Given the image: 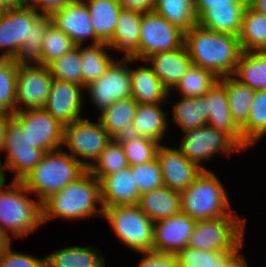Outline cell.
Wrapping results in <instances>:
<instances>
[{"label": "cell", "mask_w": 266, "mask_h": 267, "mask_svg": "<svg viewBox=\"0 0 266 267\" xmlns=\"http://www.w3.org/2000/svg\"><path fill=\"white\" fill-rule=\"evenodd\" d=\"M96 203L101 207H96ZM96 214L103 215L100 183L88 170L42 202V223L55 217L80 220Z\"/></svg>", "instance_id": "2"}, {"label": "cell", "mask_w": 266, "mask_h": 267, "mask_svg": "<svg viewBox=\"0 0 266 267\" xmlns=\"http://www.w3.org/2000/svg\"><path fill=\"white\" fill-rule=\"evenodd\" d=\"M232 76L255 91L266 90V50L243 51Z\"/></svg>", "instance_id": "29"}, {"label": "cell", "mask_w": 266, "mask_h": 267, "mask_svg": "<svg viewBox=\"0 0 266 267\" xmlns=\"http://www.w3.org/2000/svg\"><path fill=\"white\" fill-rule=\"evenodd\" d=\"M134 172L135 184L140 194L164 186L162 172L157 158L150 162L130 166Z\"/></svg>", "instance_id": "46"}, {"label": "cell", "mask_w": 266, "mask_h": 267, "mask_svg": "<svg viewBox=\"0 0 266 267\" xmlns=\"http://www.w3.org/2000/svg\"><path fill=\"white\" fill-rule=\"evenodd\" d=\"M95 162L96 165L92 163L87 170L99 181L129 166L123 146L118 139H112Z\"/></svg>", "instance_id": "40"}, {"label": "cell", "mask_w": 266, "mask_h": 267, "mask_svg": "<svg viewBox=\"0 0 266 267\" xmlns=\"http://www.w3.org/2000/svg\"><path fill=\"white\" fill-rule=\"evenodd\" d=\"M51 23L70 37L73 43L83 45L88 38L91 45L102 43L95 34L90 12L84 0H73L67 6L50 14Z\"/></svg>", "instance_id": "16"}, {"label": "cell", "mask_w": 266, "mask_h": 267, "mask_svg": "<svg viewBox=\"0 0 266 267\" xmlns=\"http://www.w3.org/2000/svg\"><path fill=\"white\" fill-rule=\"evenodd\" d=\"M246 7L206 8L197 16V24L219 33L239 36Z\"/></svg>", "instance_id": "30"}, {"label": "cell", "mask_w": 266, "mask_h": 267, "mask_svg": "<svg viewBox=\"0 0 266 267\" xmlns=\"http://www.w3.org/2000/svg\"><path fill=\"white\" fill-rule=\"evenodd\" d=\"M133 61L132 57L114 59L104 75L84 87L100 112L116 101L131 97L130 71L126 64Z\"/></svg>", "instance_id": "12"}, {"label": "cell", "mask_w": 266, "mask_h": 267, "mask_svg": "<svg viewBox=\"0 0 266 267\" xmlns=\"http://www.w3.org/2000/svg\"><path fill=\"white\" fill-rule=\"evenodd\" d=\"M0 267H45V258L12 252L10 247L0 256Z\"/></svg>", "instance_id": "47"}, {"label": "cell", "mask_w": 266, "mask_h": 267, "mask_svg": "<svg viewBox=\"0 0 266 267\" xmlns=\"http://www.w3.org/2000/svg\"><path fill=\"white\" fill-rule=\"evenodd\" d=\"M247 218L221 216L196 221L187 247L209 251H241Z\"/></svg>", "instance_id": "6"}, {"label": "cell", "mask_w": 266, "mask_h": 267, "mask_svg": "<svg viewBox=\"0 0 266 267\" xmlns=\"http://www.w3.org/2000/svg\"><path fill=\"white\" fill-rule=\"evenodd\" d=\"M131 79V97L138 104L162 103L169 97L170 91L149 66L129 68Z\"/></svg>", "instance_id": "23"}, {"label": "cell", "mask_w": 266, "mask_h": 267, "mask_svg": "<svg viewBox=\"0 0 266 267\" xmlns=\"http://www.w3.org/2000/svg\"><path fill=\"white\" fill-rule=\"evenodd\" d=\"M123 146L129 166H135L152 161L156 158L160 145L157 141L130 134L118 139Z\"/></svg>", "instance_id": "42"}, {"label": "cell", "mask_w": 266, "mask_h": 267, "mask_svg": "<svg viewBox=\"0 0 266 267\" xmlns=\"http://www.w3.org/2000/svg\"><path fill=\"white\" fill-rule=\"evenodd\" d=\"M52 82L53 77L47 66L18 65L15 111L43 108Z\"/></svg>", "instance_id": "13"}, {"label": "cell", "mask_w": 266, "mask_h": 267, "mask_svg": "<svg viewBox=\"0 0 266 267\" xmlns=\"http://www.w3.org/2000/svg\"><path fill=\"white\" fill-rule=\"evenodd\" d=\"M134 182L130 166L103 177L99 181L102 207L137 205L140 192Z\"/></svg>", "instance_id": "21"}, {"label": "cell", "mask_w": 266, "mask_h": 267, "mask_svg": "<svg viewBox=\"0 0 266 267\" xmlns=\"http://www.w3.org/2000/svg\"><path fill=\"white\" fill-rule=\"evenodd\" d=\"M144 61H150L152 70L169 91L192 65L185 45L173 51L154 54Z\"/></svg>", "instance_id": "22"}, {"label": "cell", "mask_w": 266, "mask_h": 267, "mask_svg": "<svg viewBox=\"0 0 266 267\" xmlns=\"http://www.w3.org/2000/svg\"><path fill=\"white\" fill-rule=\"evenodd\" d=\"M195 223L183 212L154 222L152 250L177 254L187 247Z\"/></svg>", "instance_id": "18"}, {"label": "cell", "mask_w": 266, "mask_h": 267, "mask_svg": "<svg viewBox=\"0 0 266 267\" xmlns=\"http://www.w3.org/2000/svg\"><path fill=\"white\" fill-rule=\"evenodd\" d=\"M112 140L110 134L97 123L87 119H79L63 126V144L71 151L70 155L80 162L86 169L96 161L105 147ZM82 158V159H79Z\"/></svg>", "instance_id": "8"}, {"label": "cell", "mask_w": 266, "mask_h": 267, "mask_svg": "<svg viewBox=\"0 0 266 267\" xmlns=\"http://www.w3.org/2000/svg\"><path fill=\"white\" fill-rule=\"evenodd\" d=\"M5 182V176H4V172H3V169H2V163L0 161V185Z\"/></svg>", "instance_id": "57"}, {"label": "cell", "mask_w": 266, "mask_h": 267, "mask_svg": "<svg viewBox=\"0 0 266 267\" xmlns=\"http://www.w3.org/2000/svg\"><path fill=\"white\" fill-rule=\"evenodd\" d=\"M41 13L32 7L4 10L0 13V59H14L25 39L29 38L30 27Z\"/></svg>", "instance_id": "15"}, {"label": "cell", "mask_w": 266, "mask_h": 267, "mask_svg": "<svg viewBox=\"0 0 266 267\" xmlns=\"http://www.w3.org/2000/svg\"><path fill=\"white\" fill-rule=\"evenodd\" d=\"M62 150L46 152L42 160L21 180L41 203L87 171L70 153Z\"/></svg>", "instance_id": "3"}, {"label": "cell", "mask_w": 266, "mask_h": 267, "mask_svg": "<svg viewBox=\"0 0 266 267\" xmlns=\"http://www.w3.org/2000/svg\"><path fill=\"white\" fill-rule=\"evenodd\" d=\"M178 149L189 161L202 170H208L200 165L202 160H208L221 151L228 156L231 151H240L242 148L224 131L207 124L186 133Z\"/></svg>", "instance_id": "11"}, {"label": "cell", "mask_w": 266, "mask_h": 267, "mask_svg": "<svg viewBox=\"0 0 266 267\" xmlns=\"http://www.w3.org/2000/svg\"><path fill=\"white\" fill-rule=\"evenodd\" d=\"M192 64L211 71L216 77L232 76L241 56L238 36L219 33L198 24L185 32Z\"/></svg>", "instance_id": "1"}, {"label": "cell", "mask_w": 266, "mask_h": 267, "mask_svg": "<svg viewBox=\"0 0 266 267\" xmlns=\"http://www.w3.org/2000/svg\"><path fill=\"white\" fill-rule=\"evenodd\" d=\"M53 79L82 85L80 45L47 65Z\"/></svg>", "instance_id": "43"}, {"label": "cell", "mask_w": 266, "mask_h": 267, "mask_svg": "<svg viewBox=\"0 0 266 267\" xmlns=\"http://www.w3.org/2000/svg\"><path fill=\"white\" fill-rule=\"evenodd\" d=\"M12 115L34 147L45 152L62 148L63 125L43 108L15 111Z\"/></svg>", "instance_id": "14"}, {"label": "cell", "mask_w": 266, "mask_h": 267, "mask_svg": "<svg viewBox=\"0 0 266 267\" xmlns=\"http://www.w3.org/2000/svg\"><path fill=\"white\" fill-rule=\"evenodd\" d=\"M208 116L205 95L194 98L182 97L173 105V123L180 126L184 134L207 125Z\"/></svg>", "instance_id": "33"}, {"label": "cell", "mask_w": 266, "mask_h": 267, "mask_svg": "<svg viewBox=\"0 0 266 267\" xmlns=\"http://www.w3.org/2000/svg\"><path fill=\"white\" fill-rule=\"evenodd\" d=\"M241 133L248 146L266 134V90L255 92L247 124L241 129Z\"/></svg>", "instance_id": "41"}, {"label": "cell", "mask_w": 266, "mask_h": 267, "mask_svg": "<svg viewBox=\"0 0 266 267\" xmlns=\"http://www.w3.org/2000/svg\"><path fill=\"white\" fill-rule=\"evenodd\" d=\"M90 12L96 37L108 44L115 32L122 7L118 0H84Z\"/></svg>", "instance_id": "28"}, {"label": "cell", "mask_w": 266, "mask_h": 267, "mask_svg": "<svg viewBox=\"0 0 266 267\" xmlns=\"http://www.w3.org/2000/svg\"><path fill=\"white\" fill-rule=\"evenodd\" d=\"M75 47L76 45L70 37L53 23H50L47 26L42 44L43 65L47 66L50 62L62 57Z\"/></svg>", "instance_id": "45"}, {"label": "cell", "mask_w": 266, "mask_h": 267, "mask_svg": "<svg viewBox=\"0 0 266 267\" xmlns=\"http://www.w3.org/2000/svg\"><path fill=\"white\" fill-rule=\"evenodd\" d=\"M83 89L84 86L77 83L53 79L43 109L63 126L79 120L82 117Z\"/></svg>", "instance_id": "17"}, {"label": "cell", "mask_w": 266, "mask_h": 267, "mask_svg": "<svg viewBox=\"0 0 266 267\" xmlns=\"http://www.w3.org/2000/svg\"><path fill=\"white\" fill-rule=\"evenodd\" d=\"M51 23L49 14H40L30 27V35L22 43L14 60L19 65H43L42 44L47 26Z\"/></svg>", "instance_id": "34"}, {"label": "cell", "mask_w": 266, "mask_h": 267, "mask_svg": "<svg viewBox=\"0 0 266 267\" xmlns=\"http://www.w3.org/2000/svg\"><path fill=\"white\" fill-rule=\"evenodd\" d=\"M185 32L171 24L154 11L141 15L139 51L132 57L135 60L146 58L184 46Z\"/></svg>", "instance_id": "9"}, {"label": "cell", "mask_w": 266, "mask_h": 267, "mask_svg": "<svg viewBox=\"0 0 266 267\" xmlns=\"http://www.w3.org/2000/svg\"><path fill=\"white\" fill-rule=\"evenodd\" d=\"M30 193L21 181L0 185V226L7 234L12 232L11 238H25L43 225L42 203L30 199Z\"/></svg>", "instance_id": "4"}, {"label": "cell", "mask_w": 266, "mask_h": 267, "mask_svg": "<svg viewBox=\"0 0 266 267\" xmlns=\"http://www.w3.org/2000/svg\"><path fill=\"white\" fill-rule=\"evenodd\" d=\"M142 14L124 9L120 11L115 32L107 44L110 49L123 52L124 57H133L139 51Z\"/></svg>", "instance_id": "26"}, {"label": "cell", "mask_w": 266, "mask_h": 267, "mask_svg": "<svg viewBox=\"0 0 266 267\" xmlns=\"http://www.w3.org/2000/svg\"><path fill=\"white\" fill-rule=\"evenodd\" d=\"M205 96L209 113L207 124L224 131L242 150L247 149L249 146L244 142L241 130L232 120L225 85L218 79Z\"/></svg>", "instance_id": "20"}, {"label": "cell", "mask_w": 266, "mask_h": 267, "mask_svg": "<svg viewBox=\"0 0 266 267\" xmlns=\"http://www.w3.org/2000/svg\"><path fill=\"white\" fill-rule=\"evenodd\" d=\"M238 39L242 51L266 50V16L247 6Z\"/></svg>", "instance_id": "35"}, {"label": "cell", "mask_w": 266, "mask_h": 267, "mask_svg": "<svg viewBox=\"0 0 266 267\" xmlns=\"http://www.w3.org/2000/svg\"><path fill=\"white\" fill-rule=\"evenodd\" d=\"M11 117L12 114L6 112L0 113V152L2 151L4 146L6 124Z\"/></svg>", "instance_id": "53"}, {"label": "cell", "mask_w": 266, "mask_h": 267, "mask_svg": "<svg viewBox=\"0 0 266 267\" xmlns=\"http://www.w3.org/2000/svg\"><path fill=\"white\" fill-rule=\"evenodd\" d=\"M73 0H26V6L35 10L40 9L41 14H51L56 10L67 6ZM31 3V4H30Z\"/></svg>", "instance_id": "50"}, {"label": "cell", "mask_w": 266, "mask_h": 267, "mask_svg": "<svg viewBox=\"0 0 266 267\" xmlns=\"http://www.w3.org/2000/svg\"><path fill=\"white\" fill-rule=\"evenodd\" d=\"M91 246L65 247L45 258V267H105L103 255Z\"/></svg>", "instance_id": "31"}, {"label": "cell", "mask_w": 266, "mask_h": 267, "mask_svg": "<svg viewBox=\"0 0 266 267\" xmlns=\"http://www.w3.org/2000/svg\"><path fill=\"white\" fill-rule=\"evenodd\" d=\"M156 158L162 172L164 186L176 191L185 190L195 181L202 169L189 161L179 149L159 145Z\"/></svg>", "instance_id": "19"}, {"label": "cell", "mask_w": 266, "mask_h": 267, "mask_svg": "<svg viewBox=\"0 0 266 267\" xmlns=\"http://www.w3.org/2000/svg\"><path fill=\"white\" fill-rule=\"evenodd\" d=\"M161 104V106H160ZM162 103L138 104L132 124V134L153 139L161 144L168 121Z\"/></svg>", "instance_id": "27"}, {"label": "cell", "mask_w": 266, "mask_h": 267, "mask_svg": "<svg viewBox=\"0 0 266 267\" xmlns=\"http://www.w3.org/2000/svg\"><path fill=\"white\" fill-rule=\"evenodd\" d=\"M108 48L110 49L106 43L90 44L85 48L80 45L82 86L85 87L104 75L107 68L114 61L106 51Z\"/></svg>", "instance_id": "36"}, {"label": "cell", "mask_w": 266, "mask_h": 267, "mask_svg": "<svg viewBox=\"0 0 266 267\" xmlns=\"http://www.w3.org/2000/svg\"><path fill=\"white\" fill-rule=\"evenodd\" d=\"M247 6L266 16V0H247Z\"/></svg>", "instance_id": "54"}, {"label": "cell", "mask_w": 266, "mask_h": 267, "mask_svg": "<svg viewBox=\"0 0 266 267\" xmlns=\"http://www.w3.org/2000/svg\"><path fill=\"white\" fill-rule=\"evenodd\" d=\"M137 206L153 222L169 218L181 212L180 192L162 186L140 194Z\"/></svg>", "instance_id": "24"}, {"label": "cell", "mask_w": 266, "mask_h": 267, "mask_svg": "<svg viewBox=\"0 0 266 267\" xmlns=\"http://www.w3.org/2000/svg\"><path fill=\"white\" fill-rule=\"evenodd\" d=\"M6 151L5 166L2 169L14 171L13 180L21 181L44 157V150L34 147L19 121L12 115L7 121L2 151ZM5 167V168H4Z\"/></svg>", "instance_id": "10"}, {"label": "cell", "mask_w": 266, "mask_h": 267, "mask_svg": "<svg viewBox=\"0 0 266 267\" xmlns=\"http://www.w3.org/2000/svg\"><path fill=\"white\" fill-rule=\"evenodd\" d=\"M181 212L192 219L207 220L232 214L230 201L222 182L209 170H202L195 181L180 192Z\"/></svg>", "instance_id": "5"}, {"label": "cell", "mask_w": 266, "mask_h": 267, "mask_svg": "<svg viewBox=\"0 0 266 267\" xmlns=\"http://www.w3.org/2000/svg\"><path fill=\"white\" fill-rule=\"evenodd\" d=\"M196 15L212 7H247V0H193Z\"/></svg>", "instance_id": "49"}, {"label": "cell", "mask_w": 266, "mask_h": 267, "mask_svg": "<svg viewBox=\"0 0 266 267\" xmlns=\"http://www.w3.org/2000/svg\"><path fill=\"white\" fill-rule=\"evenodd\" d=\"M10 235L0 226V256L11 247Z\"/></svg>", "instance_id": "55"}, {"label": "cell", "mask_w": 266, "mask_h": 267, "mask_svg": "<svg viewBox=\"0 0 266 267\" xmlns=\"http://www.w3.org/2000/svg\"><path fill=\"white\" fill-rule=\"evenodd\" d=\"M18 65L14 59H0V109L9 114L15 112Z\"/></svg>", "instance_id": "44"}, {"label": "cell", "mask_w": 266, "mask_h": 267, "mask_svg": "<svg viewBox=\"0 0 266 267\" xmlns=\"http://www.w3.org/2000/svg\"><path fill=\"white\" fill-rule=\"evenodd\" d=\"M102 216L126 247L138 253L152 250L154 222L137 205L103 208Z\"/></svg>", "instance_id": "7"}, {"label": "cell", "mask_w": 266, "mask_h": 267, "mask_svg": "<svg viewBox=\"0 0 266 267\" xmlns=\"http://www.w3.org/2000/svg\"><path fill=\"white\" fill-rule=\"evenodd\" d=\"M153 11L184 32L197 24L193 0H156Z\"/></svg>", "instance_id": "37"}, {"label": "cell", "mask_w": 266, "mask_h": 267, "mask_svg": "<svg viewBox=\"0 0 266 267\" xmlns=\"http://www.w3.org/2000/svg\"><path fill=\"white\" fill-rule=\"evenodd\" d=\"M122 9L140 13L152 12L156 0H118Z\"/></svg>", "instance_id": "51"}, {"label": "cell", "mask_w": 266, "mask_h": 267, "mask_svg": "<svg viewBox=\"0 0 266 267\" xmlns=\"http://www.w3.org/2000/svg\"><path fill=\"white\" fill-rule=\"evenodd\" d=\"M244 255L237 254L225 267H248Z\"/></svg>", "instance_id": "56"}, {"label": "cell", "mask_w": 266, "mask_h": 267, "mask_svg": "<svg viewBox=\"0 0 266 267\" xmlns=\"http://www.w3.org/2000/svg\"><path fill=\"white\" fill-rule=\"evenodd\" d=\"M138 103L132 97L114 102L101 111L99 122L112 139L132 134V124Z\"/></svg>", "instance_id": "25"}, {"label": "cell", "mask_w": 266, "mask_h": 267, "mask_svg": "<svg viewBox=\"0 0 266 267\" xmlns=\"http://www.w3.org/2000/svg\"><path fill=\"white\" fill-rule=\"evenodd\" d=\"M218 79L211 71L192 64L172 89L181 97L204 96Z\"/></svg>", "instance_id": "39"}, {"label": "cell", "mask_w": 266, "mask_h": 267, "mask_svg": "<svg viewBox=\"0 0 266 267\" xmlns=\"http://www.w3.org/2000/svg\"><path fill=\"white\" fill-rule=\"evenodd\" d=\"M239 251H209L186 247L177 254L180 267H225Z\"/></svg>", "instance_id": "38"}, {"label": "cell", "mask_w": 266, "mask_h": 267, "mask_svg": "<svg viewBox=\"0 0 266 267\" xmlns=\"http://www.w3.org/2000/svg\"><path fill=\"white\" fill-rule=\"evenodd\" d=\"M219 80L225 85L232 120L241 130L247 124L256 91L241 84L233 76L221 77Z\"/></svg>", "instance_id": "32"}, {"label": "cell", "mask_w": 266, "mask_h": 267, "mask_svg": "<svg viewBox=\"0 0 266 267\" xmlns=\"http://www.w3.org/2000/svg\"><path fill=\"white\" fill-rule=\"evenodd\" d=\"M26 6V0H0V10L19 9Z\"/></svg>", "instance_id": "52"}, {"label": "cell", "mask_w": 266, "mask_h": 267, "mask_svg": "<svg viewBox=\"0 0 266 267\" xmlns=\"http://www.w3.org/2000/svg\"><path fill=\"white\" fill-rule=\"evenodd\" d=\"M145 255L138 264V267H175L177 265L176 254L157 252L154 250L141 252Z\"/></svg>", "instance_id": "48"}]
</instances>
